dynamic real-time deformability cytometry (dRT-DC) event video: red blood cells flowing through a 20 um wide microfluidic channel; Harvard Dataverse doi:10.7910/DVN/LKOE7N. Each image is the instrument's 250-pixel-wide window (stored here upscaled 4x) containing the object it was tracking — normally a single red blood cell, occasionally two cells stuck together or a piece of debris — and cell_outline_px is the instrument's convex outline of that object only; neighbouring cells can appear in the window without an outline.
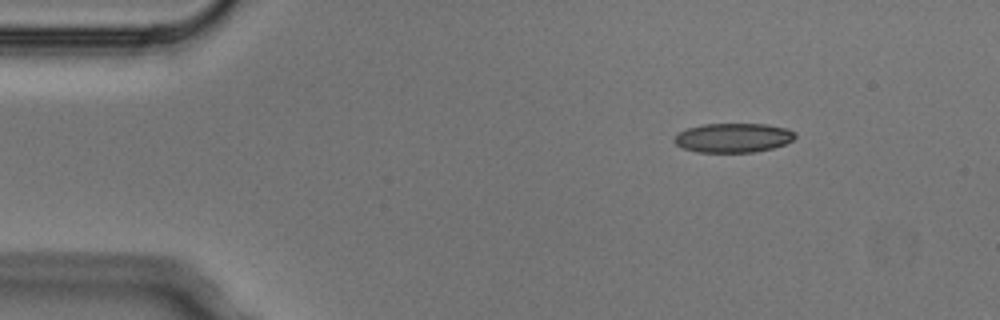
{"species": "Egyptian fruit bat (a non-hibernating species)", "species_latin": "Rousettus aegyptiacus", "temperature_condition": "cold", "stored_images_in_passage": 3, "camera_frame_rate_fps": 3000, "um_per_image_px": 0.085, "animal": {"sex": "male"}, "frame": {"image": 1, "passage_image": 1, "time_ms": 0.0, "image_size_px": [1000, 320], "cell_outline_px": [[796, 136], [792, 140], [784, 144], [772, 148], [752, 152], [696, 152], [684, 148], [676, 144], [672, 140], [680, 132], [688, 128], [704, 124], [764, 124], [788, 128], [796, 132]], "centroid_in_image_um": [62.34, 11.71], "position_along_channel_um": 22.7, "area_um2": 20.52}}